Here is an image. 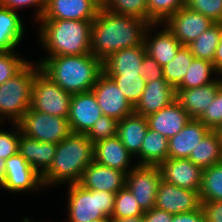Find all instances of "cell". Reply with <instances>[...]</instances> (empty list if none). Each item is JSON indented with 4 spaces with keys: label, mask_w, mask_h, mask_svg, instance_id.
Masks as SVG:
<instances>
[{
    "label": "cell",
    "mask_w": 222,
    "mask_h": 222,
    "mask_svg": "<svg viewBox=\"0 0 222 222\" xmlns=\"http://www.w3.org/2000/svg\"><path fill=\"white\" fill-rule=\"evenodd\" d=\"M149 24L140 18L100 8L92 22L91 54L103 62L121 49L144 45Z\"/></svg>",
    "instance_id": "cell-1"
},
{
    "label": "cell",
    "mask_w": 222,
    "mask_h": 222,
    "mask_svg": "<svg viewBox=\"0 0 222 222\" xmlns=\"http://www.w3.org/2000/svg\"><path fill=\"white\" fill-rule=\"evenodd\" d=\"M36 63L45 75L71 94L91 91L103 73V62L91 53L50 56Z\"/></svg>",
    "instance_id": "cell-2"
},
{
    "label": "cell",
    "mask_w": 222,
    "mask_h": 222,
    "mask_svg": "<svg viewBox=\"0 0 222 222\" xmlns=\"http://www.w3.org/2000/svg\"><path fill=\"white\" fill-rule=\"evenodd\" d=\"M94 161V144L86 134L72 133L57 144L50 168L42 175L44 188L79 183Z\"/></svg>",
    "instance_id": "cell-3"
},
{
    "label": "cell",
    "mask_w": 222,
    "mask_h": 222,
    "mask_svg": "<svg viewBox=\"0 0 222 222\" xmlns=\"http://www.w3.org/2000/svg\"><path fill=\"white\" fill-rule=\"evenodd\" d=\"M39 39L48 56L91 53L93 21L40 19Z\"/></svg>",
    "instance_id": "cell-4"
},
{
    "label": "cell",
    "mask_w": 222,
    "mask_h": 222,
    "mask_svg": "<svg viewBox=\"0 0 222 222\" xmlns=\"http://www.w3.org/2000/svg\"><path fill=\"white\" fill-rule=\"evenodd\" d=\"M30 61L19 73L0 85V121L18 124L30 108L32 85L39 64Z\"/></svg>",
    "instance_id": "cell-5"
},
{
    "label": "cell",
    "mask_w": 222,
    "mask_h": 222,
    "mask_svg": "<svg viewBox=\"0 0 222 222\" xmlns=\"http://www.w3.org/2000/svg\"><path fill=\"white\" fill-rule=\"evenodd\" d=\"M67 186V222H90L92 219L111 218L116 194L84 189L78 183Z\"/></svg>",
    "instance_id": "cell-6"
},
{
    "label": "cell",
    "mask_w": 222,
    "mask_h": 222,
    "mask_svg": "<svg viewBox=\"0 0 222 222\" xmlns=\"http://www.w3.org/2000/svg\"><path fill=\"white\" fill-rule=\"evenodd\" d=\"M72 96L39 69L33 80L30 108L68 119Z\"/></svg>",
    "instance_id": "cell-7"
},
{
    "label": "cell",
    "mask_w": 222,
    "mask_h": 222,
    "mask_svg": "<svg viewBox=\"0 0 222 222\" xmlns=\"http://www.w3.org/2000/svg\"><path fill=\"white\" fill-rule=\"evenodd\" d=\"M21 132L37 141L58 144L72 134L67 118L29 108L18 123Z\"/></svg>",
    "instance_id": "cell-8"
},
{
    "label": "cell",
    "mask_w": 222,
    "mask_h": 222,
    "mask_svg": "<svg viewBox=\"0 0 222 222\" xmlns=\"http://www.w3.org/2000/svg\"><path fill=\"white\" fill-rule=\"evenodd\" d=\"M161 181L158 166L136 165L126 176V187L132 192L143 211L155 207Z\"/></svg>",
    "instance_id": "cell-9"
},
{
    "label": "cell",
    "mask_w": 222,
    "mask_h": 222,
    "mask_svg": "<svg viewBox=\"0 0 222 222\" xmlns=\"http://www.w3.org/2000/svg\"><path fill=\"white\" fill-rule=\"evenodd\" d=\"M214 24L215 22L210 18L186 6H182L175 14L160 23L161 27L166 25L178 41L185 46L189 45Z\"/></svg>",
    "instance_id": "cell-10"
},
{
    "label": "cell",
    "mask_w": 222,
    "mask_h": 222,
    "mask_svg": "<svg viewBox=\"0 0 222 222\" xmlns=\"http://www.w3.org/2000/svg\"><path fill=\"white\" fill-rule=\"evenodd\" d=\"M91 91L95 94L103 115L120 121L134 113V107L124 93L104 72L98 77Z\"/></svg>",
    "instance_id": "cell-11"
},
{
    "label": "cell",
    "mask_w": 222,
    "mask_h": 222,
    "mask_svg": "<svg viewBox=\"0 0 222 222\" xmlns=\"http://www.w3.org/2000/svg\"><path fill=\"white\" fill-rule=\"evenodd\" d=\"M201 205L199 191L180 188L161 179L155 204L158 209L175 215L201 209Z\"/></svg>",
    "instance_id": "cell-12"
},
{
    "label": "cell",
    "mask_w": 222,
    "mask_h": 222,
    "mask_svg": "<svg viewBox=\"0 0 222 222\" xmlns=\"http://www.w3.org/2000/svg\"><path fill=\"white\" fill-rule=\"evenodd\" d=\"M3 189L10 192L37 191L43 189L42 176L19 154L10 156L5 163Z\"/></svg>",
    "instance_id": "cell-13"
},
{
    "label": "cell",
    "mask_w": 222,
    "mask_h": 222,
    "mask_svg": "<svg viewBox=\"0 0 222 222\" xmlns=\"http://www.w3.org/2000/svg\"><path fill=\"white\" fill-rule=\"evenodd\" d=\"M102 115L92 91L73 94L68 115L72 133L86 134Z\"/></svg>",
    "instance_id": "cell-14"
},
{
    "label": "cell",
    "mask_w": 222,
    "mask_h": 222,
    "mask_svg": "<svg viewBox=\"0 0 222 222\" xmlns=\"http://www.w3.org/2000/svg\"><path fill=\"white\" fill-rule=\"evenodd\" d=\"M100 8L96 0H46L41 19L93 21Z\"/></svg>",
    "instance_id": "cell-15"
},
{
    "label": "cell",
    "mask_w": 222,
    "mask_h": 222,
    "mask_svg": "<svg viewBox=\"0 0 222 222\" xmlns=\"http://www.w3.org/2000/svg\"><path fill=\"white\" fill-rule=\"evenodd\" d=\"M158 167L162 180L180 188L200 191L202 169L189 159L168 158Z\"/></svg>",
    "instance_id": "cell-16"
},
{
    "label": "cell",
    "mask_w": 222,
    "mask_h": 222,
    "mask_svg": "<svg viewBox=\"0 0 222 222\" xmlns=\"http://www.w3.org/2000/svg\"><path fill=\"white\" fill-rule=\"evenodd\" d=\"M125 172L103 166L93 161L83 172L79 181L84 189L117 194L126 186Z\"/></svg>",
    "instance_id": "cell-17"
},
{
    "label": "cell",
    "mask_w": 222,
    "mask_h": 222,
    "mask_svg": "<svg viewBox=\"0 0 222 222\" xmlns=\"http://www.w3.org/2000/svg\"><path fill=\"white\" fill-rule=\"evenodd\" d=\"M175 101V88L165 79L147 81L134 113L147 117Z\"/></svg>",
    "instance_id": "cell-18"
},
{
    "label": "cell",
    "mask_w": 222,
    "mask_h": 222,
    "mask_svg": "<svg viewBox=\"0 0 222 222\" xmlns=\"http://www.w3.org/2000/svg\"><path fill=\"white\" fill-rule=\"evenodd\" d=\"M158 25H160V23H150L148 25L144 36V45L147 54L163 67L174 59L182 44L166 25L160 29V32L156 31L158 33L153 36V31L151 30L159 27Z\"/></svg>",
    "instance_id": "cell-19"
},
{
    "label": "cell",
    "mask_w": 222,
    "mask_h": 222,
    "mask_svg": "<svg viewBox=\"0 0 222 222\" xmlns=\"http://www.w3.org/2000/svg\"><path fill=\"white\" fill-rule=\"evenodd\" d=\"M222 79L218 77L214 82L191 89H175V101L190 115L198 119L213 101Z\"/></svg>",
    "instance_id": "cell-20"
},
{
    "label": "cell",
    "mask_w": 222,
    "mask_h": 222,
    "mask_svg": "<svg viewBox=\"0 0 222 222\" xmlns=\"http://www.w3.org/2000/svg\"><path fill=\"white\" fill-rule=\"evenodd\" d=\"M132 157L131 153L125 148L117 135L94 144L95 162L125 172L126 174L137 165L134 164L131 167Z\"/></svg>",
    "instance_id": "cell-21"
},
{
    "label": "cell",
    "mask_w": 222,
    "mask_h": 222,
    "mask_svg": "<svg viewBox=\"0 0 222 222\" xmlns=\"http://www.w3.org/2000/svg\"><path fill=\"white\" fill-rule=\"evenodd\" d=\"M146 119L149 129L170 139L177 135L192 118L176 101H173L158 112L147 116Z\"/></svg>",
    "instance_id": "cell-22"
},
{
    "label": "cell",
    "mask_w": 222,
    "mask_h": 222,
    "mask_svg": "<svg viewBox=\"0 0 222 222\" xmlns=\"http://www.w3.org/2000/svg\"><path fill=\"white\" fill-rule=\"evenodd\" d=\"M210 130L199 119H191L177 135L168 140V158L188 159Z\"/></svg>",
    "instance_id": "cell-23"
},
{
    "label": "cell",
    "mask_w": 222,
    "mask_h": 222,
    "mask_svg": "<svg viewBox=\"0 0 222 222\" xmlns=\"http://www.w3.org/2000/svg\"><path fill=\"white\" fill-rule=\"evenodd\" d=\"M57 144L44 143L28 137L21 132L18 153L35 169L41 176L52 165Z\"/></svg>",
    "instance_id": "cell-24"
},
{
    "label": "cell",
    "mask_w": 222,
    "mask_h": 222,
    "mask_svg": "<svg viewBox=\"0 0 222 222\" xmlns=\"http://www.w3.org/2000/svg\"><path fill=\"white\" fill-rule=\"evenodd\" d=\"M147 54L145 45L121 49L103 61L106 75H137Z\"/></svg>",
    "instance_id": "cell-25"
},
{
    "label": "cell",
    "mask_w": 222,
    "mask_h": 222,
    "mask_svg": "<svg viewBox=\"0 0 222 222\" xmlns=\"http://www.w3.org/2000/svg\"><path fill=\"white\" fill-rule=\"evenodd\" d=\"M147 130L146 117L133 113L119 121L117 136L125 148L135 157L140 152Z\"/></svg>",
    "instance_id": "cell-26"
},
{
    "label": "cell",
    "mask_w": 222,
    "mask_h": 222,
    "mask_svg": "<svg viewBox=\"0 0 222 222\" xmlns=\"http://www.w3.org/2000/svg\"><path fill=\"white\" fill-rule=\"evenodd\" d=\"M201 169L222 162V135L217 130H210L193 150L188 158Z\"/></svg>",
    "instance_id": "cell-27"
},
{
    "label": "cell",
    "mask_w": 222,
    "mask_h": 222,
    "mask_svg": "<svg viewBox=\"0 0 222 222\" xmlns=\"http://www.w3.org/2000/svg\"><path fill=\"white\" fill-rule=\"evenodd\" d=\"M23 34L24 26L18 12L0 6V51H14Z\"/></svg>",
    "instance_id": "cell-28"
},
{
    "label": "cell",
    "mask_w": 222,
    "mask_h": 222,
    "mask_svg": "<svg viewBox=\"0 0 222 222\" xmlns=\"http://www.w3.org/2000/svg\"><path fill=\"white\" fill-rule=\"evenodd\" d=\"M169 139L148 128L139 154L137 165L159 166L168 159Z\"/></svg>",
    "instance_id": "cell-29"
},
{
    "label": "cell",
    "mask_w": 222,
    "mask_h": 222,
    "mask_svg": "<svg viewBox=\"0 0 222 222\" xmlns=\"http://www.w3.org/2000/svg\"><path fill=\"white\" fill-rule=\"evenodd\" d=\"M214 74L217 76H213ZM217 77L218 71L215 69L212 62L204 59L194 58L182 82L175 89L202 87L214 82Z\"/></svg>",
    "instance_id": "cell-30"
},
{
    "label": "cell",
    "mask_w": 222,
    "mask_h": 222,
    "mask_svg": "<svg viewBox=\"0 0 222 222\" xmlns=\"http://www.w3.org/2000/svg\"><path fill=\"white\" fill-rule=\"evenodd\" d=\"M221 35L222 23H215L187 46L195 58L213 63Z\"/></svg>",
    "instance_id": "cell-31"
},
{
    "label": "cell",
    "mask_w": 222,
    "mask_h": 222,
    "mask_svg": "<svg viewBox=\"0 0 222 222\" xmlns=\"http://www.w3.org/2000/svg\"><path fill=\"white\" fill-rule=\"evenodd\" d=\"M199 193L202 202L222 201V162L202 169Z\"/></svg>",
    "instance_id": "cell-32"
},
{
    "label": "cell",
    "mask_w": 222,
    "mask_h": 222,
    "mask_svg": "<svg viewBox=\"0 0 222 222\" xmlns=\"http://www.w3.org/2000/svg\"><path fill=\"white\" fill-rule=\"evenodd\" d=\"M194 58L189 47L182 45L174 59L162 67L165 80L176 88L182 82Z\"/></svg>",
    "instance_id": "cell-33"
},
{
    "label": "cell",
    "mask_w": 222,
    "mask_h": 222,
    "mask_svg": "<svg viewBox=\"0 0 222 222\" xmlns=\"http://www.w3.org/2000/svg\"><path fill=\"white\" fill-rule=\"evenodd\" d=\"M101 8L148 22L147 0H103Z\"/></svg>",
    "instance_id": "cell-34"
},
{
    "label": "cell",
    "mask_w": 222,
    "mask_h": 222,
    "mask_svg": "<svg viewBox=\"0 0 222 222\" xmlns=\"http://www.w3.org/2000/svg\"><path fill=\"white\" fill-rule=\"evenodd\" d=\"M124 93L126 99L134 107L139 101L146 86V79L140 74L137 75H107Z\"/></svg>",
    "instance_id": "cell-35"
},
{
    "label": "cell",
    "mask_w": 222,
    "mask_h": 222,
    "mask_svg": "<svg viewBox=\"0 0 222 222\" xmlns=\"http://www.w3.org/2000/svg\"><path fill=\"white\" fill-rule=\"evenodd\" d=\"M144 211L135 200L132 192L125 186L116 195L111 218H126L143 215Z\"/></svg>",
    "instance_id": "cell-36"
},
{
    "label": "cell",
    "mask_w": 222,
    "mask_h": 222,
    "mask_svg": "<svg viewBox=\"0 0 222 222\" xmlns=\"http://www.w3.org/2000/svg\"><path fill=\"white\" fill-rule=\"evenodd\" d=\"M186 0H147L148 22L163 23L178 9L185 6Z\"/></svg>",
    "instance_id": "cell-37"
},
{
    "label": "cell",
    "mask_w": 222,
    "mask_h": 222,
    "mask_svg": "<svg viewBox=\"0 0 222 222\" xmlns=\"http://www.w3.org/2000/svg\"><path fill=\"white\" fill-rule=\"evenodd\" d=\"M16 51H0V85L19 73L30 61L19 57Z\"/></svg>",
    "instance_id": "cell-38"
},
{
    "label": "cell",
    "mask_w": 222,
    "mask_h": 222,
    "mask_svg": "<svg viewBox=\"0 0 222 222\" xmlns=\"http://www.w3.org/2000/svg\"><path fill=\"white\" fill-rule=\"evenodd\" d=\"M118 123L117 119L102 115L95 121L86 135L93 144L114 137L117 135Z\"/></svg>",
    "instance_id": "cell-39"
},
{
    "label": "cell",
    "mask_w": 222,
    "mask_h": 222,
    "mask_svg": "<svg viewBox=\"0 0 222 222\" xmlns=\"http://www.w3.org/2000/svg\"><path fill=\"white\" fill-rule=\"evenodd\" d=\"M211 130H218L222 125V85L219 87L213 101L198 118Z\"/></svg>",
    "instance_id": "cell-40"
},
{
    "label": "cell",
    "mask_w": 222,
    "mask_h": 222,
    "mask_svg": "<svg viewBox=\"0 0 222 222\" xmlns=\"http://www.w3.org/2000/svg\"><path fill=\"white\" fill-rule=\"evenodd\" d=\"M185 6L202 13L215 23H222V0H186Z\"/></svg>",
    "instance_id": "cell-41"
},
{
    "label": "cell",
    "mask_w": 222,
    "mask_h": 222,
    "mask_svg": "<svg viewBox=\"0 0 222 222\" xmlns=\"http://www.w3.org/2000/svg\"><path fill=\"white\" fill-rule=\"evenodd\" d=\"M15 129L6 131L0 129V158L7 160L10 156L18 153L20 140V127L12 124Z\"/></svg>",
    "instance_id": "cell-42"
},
{
    "label": "cell",
    "mask_w": 222,
    "mask_h": 222,
    "mask_svg": "<svg viewBox=\"0 0 222 222\" xmlns=\"http://www.w3.org/2000/svg\"><path fill=\"white\" fill-rule=\"evenodd\" d=\"M0 6L9 8L13 11H18V9H22L24 7H36V11L34 15L35 19L39 21L46 7V0H0Z\"/></svg>",
    "instance_id": "cell-43"
},
{
    "label": "cell",
    "mask_w": 222,
    "mask_h": 222,
    "mask_svg": "<svg viewBox=\"0 0 222 222\" xmlns=\"http://www.w3.org/2000/svg\"><path fill=\"white\" fill-rule=\"evenodd\" d=\"M139 73L146 79V81L165 79L162 66L148 54H146L142 60Z\"/></svg>",
    "instance_id": "cell-44"
},
{
    "label": "cell",
    "mask_w": 222,
    "mask_h": 222,
    "mask_svg": "<svg viewBox=\"0 0 222 222\" xmlns=\"http://www.w3.org/2000/svg\"><path fill=\"white\" fill-rule=\"evenodd\" d=\"M205 222H222V201L202 202Z\"/></svg>",
    "instance_id": "cell-45"
},
{
    "label": "cell",
    "mask_w": 222,
    "mask_h": 222,
    "mask_svg": "<svg viewBox=\"0 0 222 222\" xmlns=\"http://www.w3.org/2000/svg\"><path fill=\"white\" fill-rule=\"evenodd\" d=\"M173 214L153 207L150 210L144 211V222H171Z\"/></svg>",
    "instance_id": "cell-46"
},
{
    "label": "cell",
    "mask_w": 222,
    "mask_h": 222,
    "mask_svg": "<svg viewBox=\"0 0 222 222\" xmlns=\"http://www.w3.org/2000/svg\"><path fill=\"white\" fill-rule=\"evenodd\" d=\"M171 222H205V217L202 209H198L193 212L175 214Z\"/></svg>",
    "instance_id": "cell-47"
},
{
    "label": "cell",
    "mask_w": 222,
    "mask_h": 222,
    "mask_svg": "<svg viewBox=\"0 0 222 222\" xmlns=\"http://www.w3.org/2000/svg\"><path fill=\"white\" fill-rule=\"evenodd\" d=\"M213 65L218 72L222 69V35L220 37L219 44L216 48L215 56L213 59Z\"/></svg>",
    "instance_id": "cell-48"
},
{
    "label": "cell",
    "mask_w": 222,
    "mask_h": 222,
    "mask_svg": "<svg viewBox=\"0 0 222 222\" xmlns=\"http://www.w3.org/2000/svg\"><path fill=\"white\" fill-rule=\"evenodd\" d=\"M109 222H144L143 215L126 218H110Z\"/></svg>",
    "instance_id": "cell-49"
},
{
    "label": "cell",
    "mask_w": 222,
    "mask_h": 222,
    "mask_svg": "<svg viewBox=\"0 0 222 222\" xmlns=\"http://www.w3.org/2000/svg\"><path fill=\"white\" fill-rule=\"evenodd\" d=\"M5 163L6 160L0 158V180L2 182L5 181V173H6Z\"/></svg>",
    "instance_id": "cell-50"
},
{
    "label": "cell",
    "mask_w": 222,
    "mask_h": 222,
    "mask_svg": "<svg viewBox=\"0 0 222 222\" xmlns=\"http://www.w3.org/2000/svg\"><path fill=\"white\" fill-rule=\"evenodd\" d=\"M110 218L92 219L90 222H109Z\"/></svg>",
    "instance_id": "cell-51"
},
{
    "label": "cell",
    "mask_w": 222,
    "mask_h": 222,
    "mask_svg": "<svg viewBox=\"0 0 222 222\" xmlns=\"http://www.w3.org/2000/svg\"><path fill=\"white\" fill-rule=\"evenodd\" d=\"M22 222H32V220H30L29 218L26 217V218H24V220H22Z\"/></svg>",
    "instance_id": "cell-52"
},
{
    "label": "cell",
    "mask_w": 222,
    "mask_h": 222,
    "mask_svg": "<svg viewBox=\"0 0 222 222\" xmlns=\"http://www.w3.org/2000/svg\"><path fill=\"white\" fill-rule=\"evenodd\" d=\"M218 76L222 79V69L218 72Z\"/></svg>",
    "instance_id": "cell-53"
},
{
    "label": "cell",
    "mask_w": 222,
    "mask_h": 222,
    "mask_svg": "<svg viewBox=\"0 0 222 222\" xmlns=\"http://www.w3.org/2000/svg\"><path fill=\"white\" fill-rule=\"evenodd\" d=\"M217 131L222 135V125Z\"/></svg>",
    "instance_id": "cell-54"
},
{
    "label": "cell",
    "mask_w": 222,
    "mask_h": 222,
    "mask_svg": "<svg viewBox=\"0 0 222 222\" xmlns=\"http://www.w3.org/2000/svg\"><path fill=\"white\" fill-rule=\"evenodd\" d=\"M100 5L103 2V0H96Z\"/></svg>",
    "instance_id": "cell-55"
},
{
    "label": "cell",
    "mask_w": 222,
    "mask_h": 222,
    "mask_svg": "<svg viewBox=\"0 0 222 222\" xmlns=\"http://www.w3.org/2000/svg\"><path fill=\"white\" fill-rule=\"evenodd\" d=\"M0 187L2 188L3 187V182L0 180Z\"/></svg>",
    "instance_id": "cell-56"
}]
</instances>
